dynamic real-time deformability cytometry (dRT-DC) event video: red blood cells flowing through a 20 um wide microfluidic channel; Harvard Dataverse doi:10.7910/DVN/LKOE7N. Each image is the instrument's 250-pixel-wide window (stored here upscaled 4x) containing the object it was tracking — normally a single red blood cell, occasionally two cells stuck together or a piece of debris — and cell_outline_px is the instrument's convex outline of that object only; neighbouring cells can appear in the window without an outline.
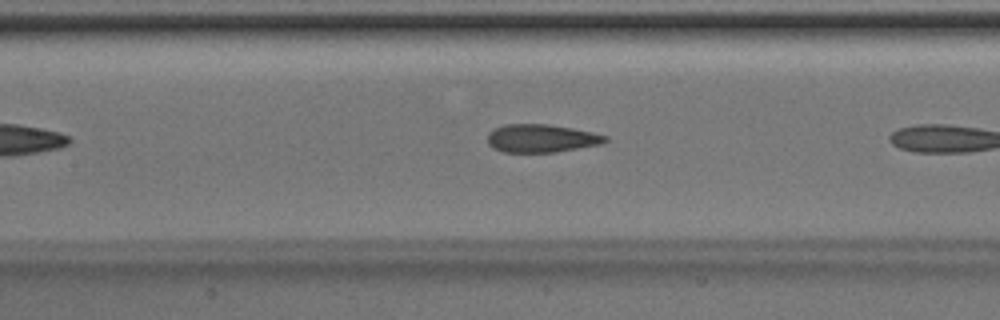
{"species": "Egyptian fruit bat (a non-hibernating species)", "species_latin": "Rousettus aegyptiacus", "temperature_condition": "room temperature", "stored_images_in_passage": 8, "camera_frame_rate_fps": 3000, "um_per_image_px": 0.085, "animal": {"sex": "male"}, "frame": {"image": 1, "passage_image": 7, "time_ms": 2.0, "image_size_px": [1000, 320], "cell_outline_px": [[608, 140], [600, 144], [556, 152], [504, 152], [488, 144], [488, 132], [492, 128], [504, 124], [548, 124], [572, 128], [592, 132], [608, 136]], "centroid_in_image_um": [46.0, 11.75], "position_along_channel_um": 161.4, "area_um2": 19.25}}